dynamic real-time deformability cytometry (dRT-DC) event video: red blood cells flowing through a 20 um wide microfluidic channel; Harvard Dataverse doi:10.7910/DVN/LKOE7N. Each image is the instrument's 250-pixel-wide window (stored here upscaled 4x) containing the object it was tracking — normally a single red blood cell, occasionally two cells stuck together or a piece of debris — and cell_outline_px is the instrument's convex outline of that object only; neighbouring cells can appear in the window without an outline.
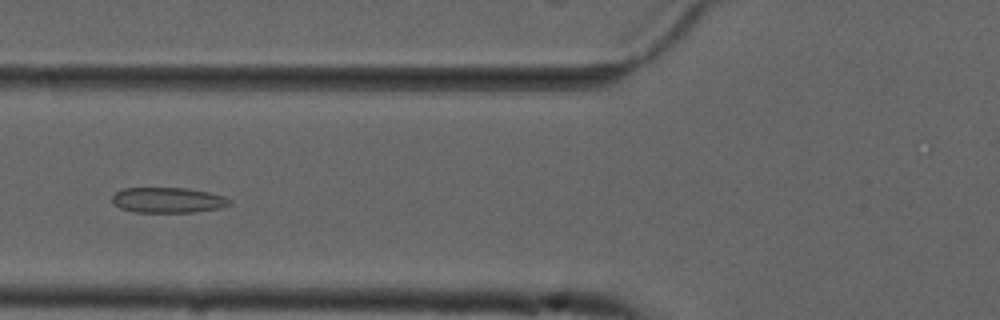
{"species": "common noctule bat (a hibernating species)", "species_latin": "Nyctalus noctula", "temperature_condition": "cold", "stored_images_in_passage": 33, "camera_frame_rate_fps": 3000, "um_per_image_px": 0.085, "animal": {"sex": "male", "forearm_length_mm": 52.5}, "frame": {"image": 1, "passage_image": 7, "time_ms": 2.0, "image_size_px": [1000, 320], "cell_outline_px": [[232, 204], [220, 208], [196, 212], [136, 212], [120, 208], [112, 204], [112, 196], [116, 192], [124, 188], [188, 188], [208, 192], [224, 196], [232, 200]], "centroid_in_image_um": [14.29, 17.01], "position_along_channel_um": 111.5, "area_um2": 17.51}}
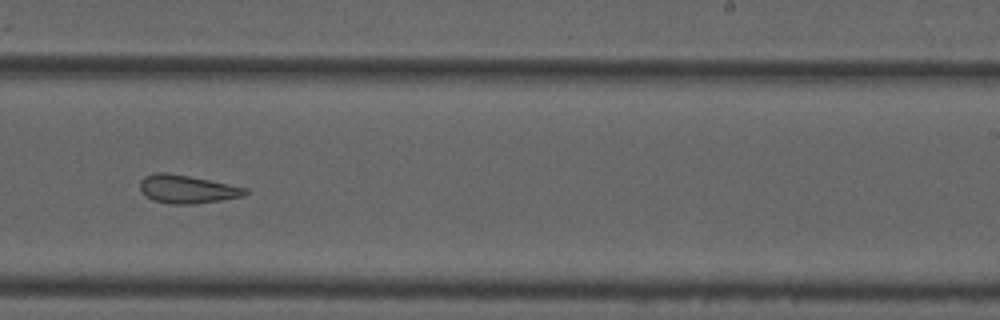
{"frame": {"image": 2, "passage_image": 20, "time_ms": 6.333, "image_size_px": [1000, 320], "cell_outline_px": [[248, 192], [244, 196], [220, 200], [192, 204], [172, 204], [152, 200], [144, 196], [140, 192], [140, 180], [144, 176], [156, 172], [168, 172], [248, 188]], "centroid_in_image_um": [15.85, 16.08], "position_along_channel_um": 273.2, "area_um2": 17.34}}
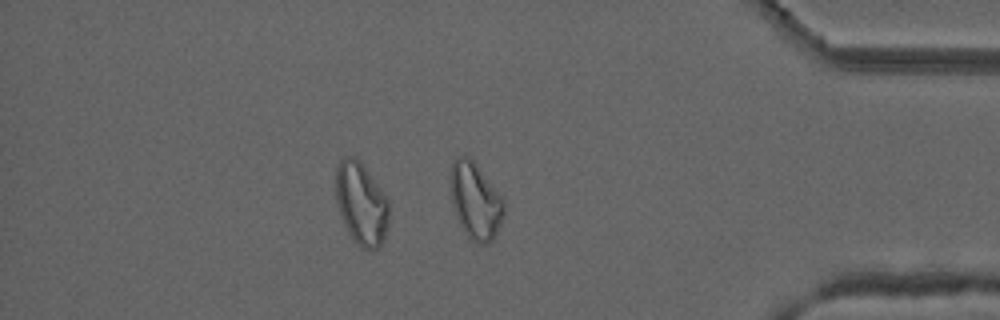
{"frame": {"image": 3, "passage_image": 32, "time_ms": 10.333, "image_size_px": [1000, 320], "cell_outline_px": [[388, 224], [384, 240], [376, 248], [364, 248], [356, 244], [352, 240], [344, 224], [336, 204], [336, 168], [340, 160], [344, 156], [356, 156], [360, 160], [380, 188], [388, 200]], "centroid_in_image_um": [30.68, 17.29], "position_along_channel_um": 404.5, "area_um2": 25.55}, "authors_computed_cell_mechanics": {"area_um2": 17.5134, "velocity_mm_per_s": 3.7265, "shape_relaxation_time_tau1_ms": null, "shape_relaxation_time_tau2_ms": 2.7862, "deformation_change_tau1": null, "deformation_change_tau2": 0.1105}}